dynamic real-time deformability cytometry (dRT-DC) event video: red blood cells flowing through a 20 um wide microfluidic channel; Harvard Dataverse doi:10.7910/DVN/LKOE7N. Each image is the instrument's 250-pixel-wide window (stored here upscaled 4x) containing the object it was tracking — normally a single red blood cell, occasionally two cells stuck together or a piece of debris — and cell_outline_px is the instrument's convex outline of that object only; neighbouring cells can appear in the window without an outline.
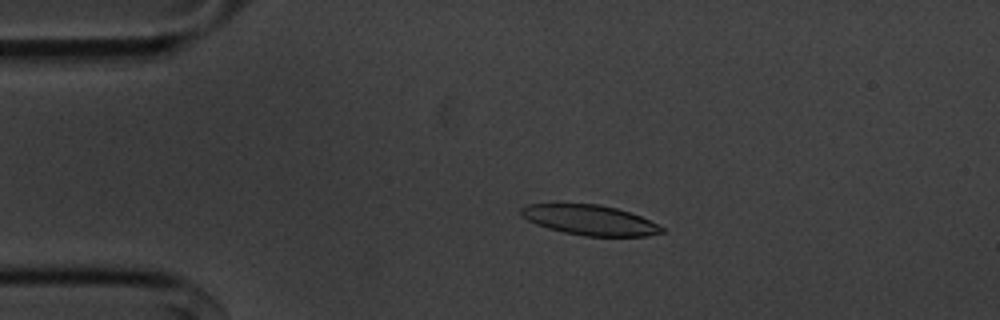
{"species": "common noctule bat (a hibernating species)", "species_latin": "Nyctalus noctula", "temperature_condition": "cold", "stored_images_in_passage": 54, "camera_frame_rate_fps": 3000, "um_per_image_px": 0.085, "animal": {"sex": "male", "body_mass_g": 20.1, "forearm_length_mm": 53.5}, "frame": {"image": 1, "passage_image": 10, "time_ms": 3.0, "image_size_px": [1000, 320], "cell_outline_px": [[664, 232], [648, 236], [584, 236], [564, 232], [548, 228], [536, 224], [520, 216], [520, 208], [528, 204], [600, 204], [616, 208], [640, 216], [664, 228]], "centroid_in_image_um": [50.11, 18.71], "position_along_channel_um": 34.9, "area_um2": 24.51}}
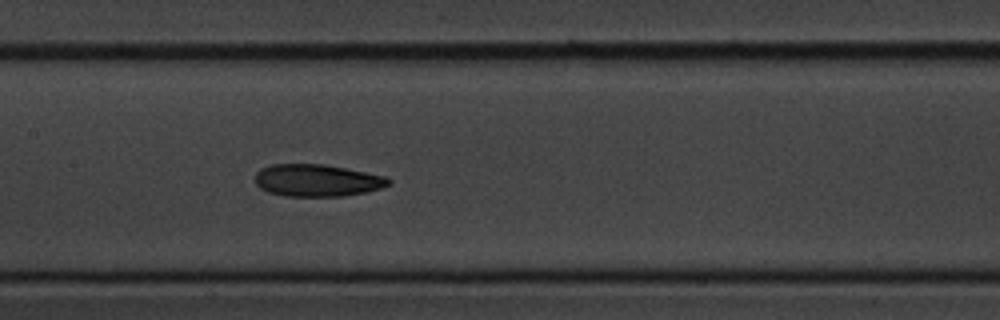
{"frame": {"image": 2, "passage_image": 25, "time_ms": 8.0, "image_size_px": [1000, 320], "cell_outline_px": [[392, 184], [384, 188], [368, 192], [344, 196], [284, 196], [268, 192], [260, 188], [256, 184], [256, 172], [260, 168], [272, 164], [324, 164], [384, 176], [392, 180]], "centroid_in_image_um": [26.97, 15.34], "position_along_channel_um": 180.4, "area_um2": 25.2}}
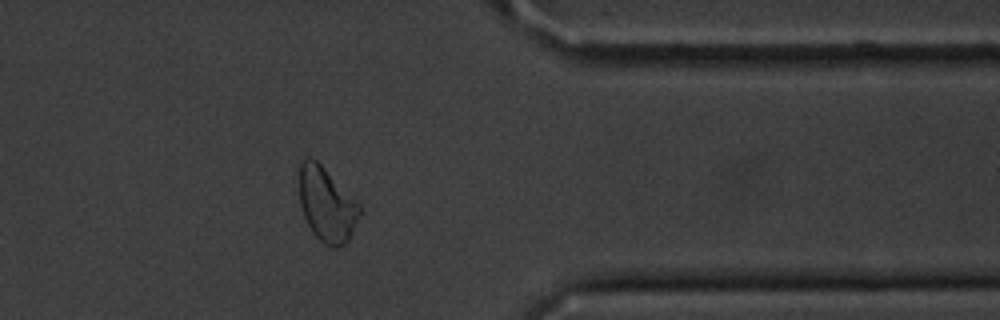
{"frame": {"image": 3, "passage_image": 43, "time_ms": 14.0, "image_size_px": [1000, 320], "cell_outline_px": [[360, 212], [348, 240], [344, 244], [336, 248], [332, 248], [324, 244], [312, 232], [304, 216], [300, 204], [300, 160], [308, 156], [316, 160], [360, 204]], "centroid_in_image_um": [27.75, 17.38], "position_along_channel_um": 383.7, "area_um2": 25.72}, "authors_computed_cell_mechanics": {"area_um2": 25.5187, "velocity_mm_per_s": 3.61, "shape_relaxation_time_tau1_ms": 5.3456, "shape_relaxation_time_tau2_ms": 6.2754, "deformation_change_tau1": 0.1431, "deformation_change_tau2": 0.1372}}